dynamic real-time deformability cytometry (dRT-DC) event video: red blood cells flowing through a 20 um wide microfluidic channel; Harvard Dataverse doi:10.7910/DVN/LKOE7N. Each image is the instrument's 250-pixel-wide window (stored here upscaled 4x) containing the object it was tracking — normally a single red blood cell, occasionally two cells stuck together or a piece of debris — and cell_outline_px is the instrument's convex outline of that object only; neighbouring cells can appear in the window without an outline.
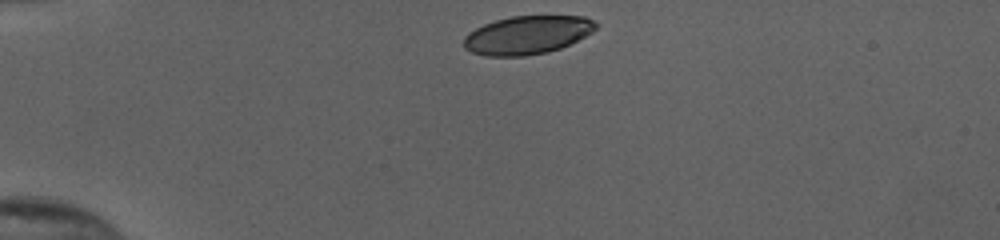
{"species": "human", "species_latin": "Homo sapiens", "temperature_condition": "cold", "stored_images_in_passage": 33, "camera_frame_rate_fps": 3000, "um_per_image_px": 0.085, "donor": {"sex": "female"}, "frame": {"image": 1, "passage_image": 1, "time_ms": 0.0, "image_size_px": [1000, 240], "cell_outline_px": [[596, 28], [592, 32], [560, 48], [548, 52], [524, 56], [484, 56], [472, 52], [464, 48], [464, 36], [468, 32], [484, 24], [496, 20], [512, 16], [584, 16], [592, 20], [596, 24]], "centroid_in_image_um": [44.78, 2.98], "position_along_channel_um": 40.2, "area_um2": 29.36}}
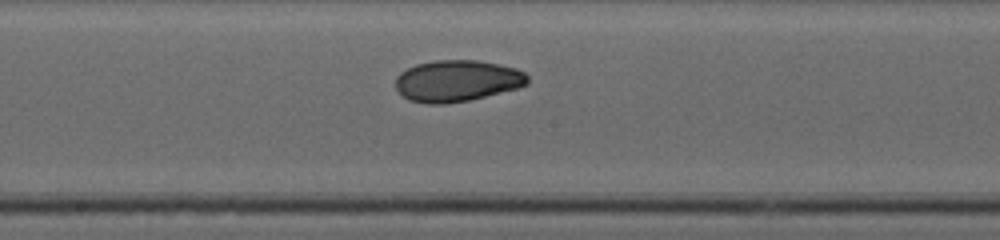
{"frame": {"image": 2, "passage_image": 18, "time_ms": 5.667, "image_size_px": [1000, 240], "cell_outline_px": [[528, 84], [516, 88], [468, 100], [444, 104], [424, 104], [408, 100], [396, 88], [396, 76], [400, 72], [416, 64], [436, 60], [480, 60], [500, 64], [516, 68], [524, 72], [528, 76]], "centroid_in_image_um": [38.84, 6.86], "position_along_channel_um": 209.4, "area_um2": 31.91}}
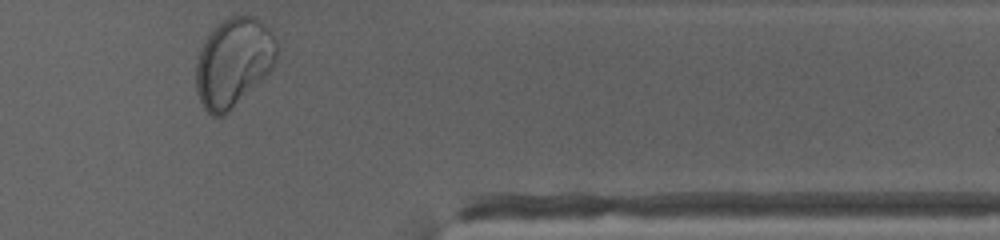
{"frame": {"image": 3, "passage_image": 33, "time_ms": 10.667, "image_size_px": [1000, 240], "cell_outline_px": [[276, 60], [272, 68], [224, 116], [212, 116], [204, 108], [200, 100], [196, 88], [196, 64], [200, 48], [204, 40], [212, 28], [216, 24], [232, 16], [256, 16], [268, 28], [276, 40]], "centroid_in_image_um": [19.82, 5.28], "position_along_channel_um": 391.6, "area_um2": 41.44}, "authors_computed_cell_mechanics": {"area_um2": 31.4432, "velocity_mm_per_s": 3.8769, "shape_relaxation_time_tau1_ms": 8.1209, "shape_relaxation_time_tau2_ms": 1.9052, "deformation_change_tau1": 0.214, "deformation_change_tau2": 0.0386}}